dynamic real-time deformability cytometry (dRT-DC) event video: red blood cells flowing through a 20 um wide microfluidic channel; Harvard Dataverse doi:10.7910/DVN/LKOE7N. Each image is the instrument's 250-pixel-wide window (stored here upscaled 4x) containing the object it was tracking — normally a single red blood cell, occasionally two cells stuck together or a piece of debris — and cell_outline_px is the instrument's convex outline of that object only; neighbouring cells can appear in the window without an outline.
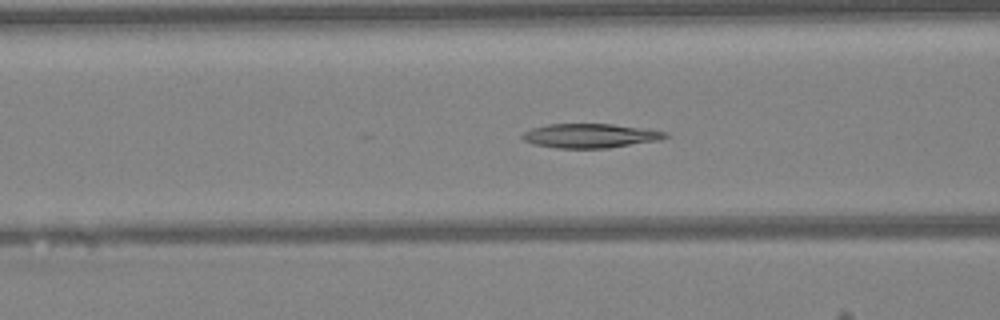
{"species": "Egyptian fruit bat (a non-hibernating species)", "species_latin": "Rousettus aegyptiacus", "temperature_condition": "warm", "stored_images_in_passage": 23, "camera_frame_rate_fps": 3000, "um_per_image_px": 0.085, "animal": {"sex": "female"}, "frame": {"image": 1, "passage_image": 19, "time_ms": 6.0, "image_size_px": [1000, 320], "cell_outline_px": [[668, 136], [660, 140], [608, 148], [556, 148], [532, 144], [524, 140], [520, 136], [524, 132], [532, 128], [548, 124], [612, 124], [668, 132]], "centroid_in_image_um": [50.14, 11.54], "position_along_channel_um": 116.5, "area_um2": 20.11}}
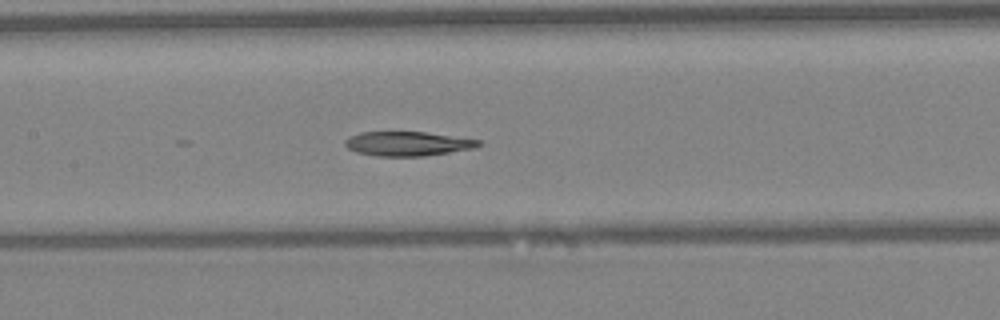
{"frame": {"image": 2, "passage_image": 23, "time_ms": 7.333, "image_size_px": [1000, 320], "cell_outline_px": [[484, 144], [472, 148], [424, 156], [376, 156], [356, 152], [348, 148], [344, 144], [344, 140], [348, 136], [360, 132], [424, 132], [480, 140]], "centroid_in_image_um": [34.6, 12.21], "position_along_channel_um": 172.8, "area_um2": 18.84}}